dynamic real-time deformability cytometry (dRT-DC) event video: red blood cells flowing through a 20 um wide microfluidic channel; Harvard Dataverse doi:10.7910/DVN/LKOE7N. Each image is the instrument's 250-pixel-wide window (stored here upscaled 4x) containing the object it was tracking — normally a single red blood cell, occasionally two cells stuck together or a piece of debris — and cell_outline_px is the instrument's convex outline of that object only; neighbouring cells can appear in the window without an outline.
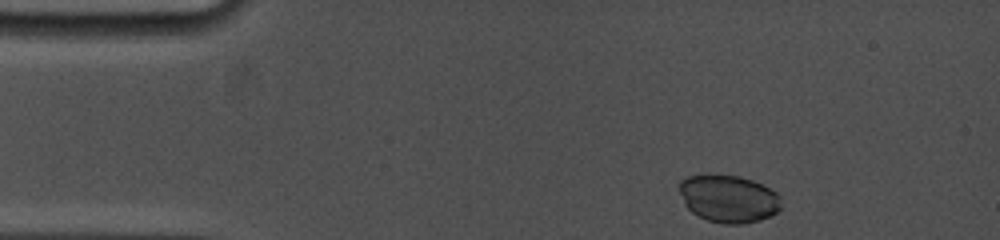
{"species": "common noctule bat (a hibernating species)", "species_latin": "Nyctalus noctula", "temperature_condition": "cold", "stored_images_in_passage": 74, "camera_frame_rate_fps": 5000, "um_per_image_px": 0.085, "animal": {"sex": "female", "body_mass_g": 19.0, "forearm_length_mm": 53.3}, "frame": {"image": 1, "passage_image": 1, "time_ms": 0.0, "image_size_px": [1000, 240], "cell_outline_px": [[780, 208], [776, 212], [760, 220], [744, 224], [724, 224], [708, 220], [696, 216], [684, 204], [680, 192], [680, 180], [684, 176], [708, 172], [740, 176], [752, 180], [776, 192], [780, 196]], "centroid_in_image_um": [61.87, 16.85], "position_along_channel_um": 23.1, "area_um2": 28.73}}
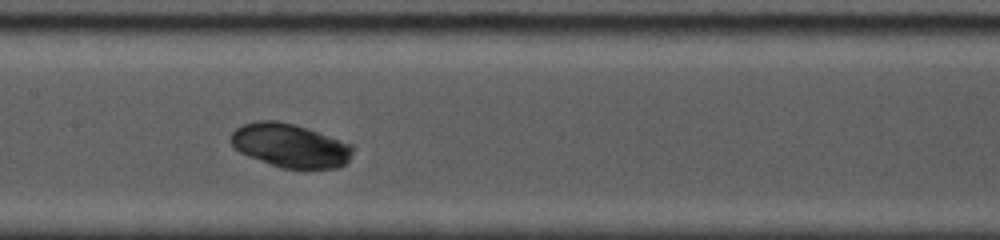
{"frame": {"image": 2, "passage_image": 34, "time_ms": 6.0, "image_size_px": [1000, 240], "cell_outline_px": [[352, 156], [340, 168], [280, 168], [248, 156], [240, 152], [228, 140], [232, 132], [236, 128], [244, 124], [256, 120], [276, 120], [308, 128], [352, 144]], "centroid_in_image_um": [24.65, 12.36], "position_along_channel_um": 182.8, "area_um2": 31.1}}
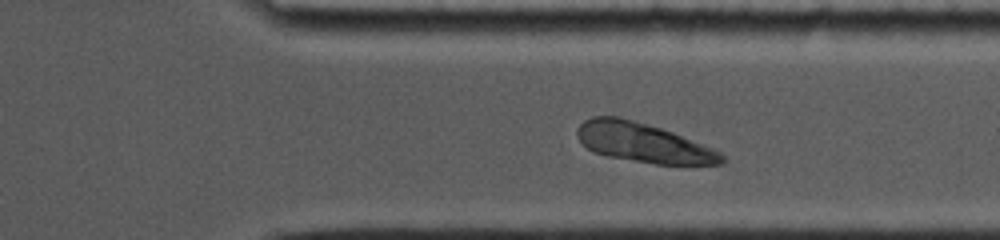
{"frame": {"image": 3, "passage_image": 62, "time_ms": 10.6, "image_size_px": [1000, 240], "cell_outline_px": [[728, 160], [724, 164], [656, 164], [608, 156], [596, 152], [588, 148], [576, 136], [576, 128], [584, 120], [592, 116], [620, 116], [660, 128], [672, 132], [712, 148], [720, 152]], "centroid_in_image_um": [54.67, 12.12], "position_along_channel_um": 356.7, "area_um2": 32.95}}